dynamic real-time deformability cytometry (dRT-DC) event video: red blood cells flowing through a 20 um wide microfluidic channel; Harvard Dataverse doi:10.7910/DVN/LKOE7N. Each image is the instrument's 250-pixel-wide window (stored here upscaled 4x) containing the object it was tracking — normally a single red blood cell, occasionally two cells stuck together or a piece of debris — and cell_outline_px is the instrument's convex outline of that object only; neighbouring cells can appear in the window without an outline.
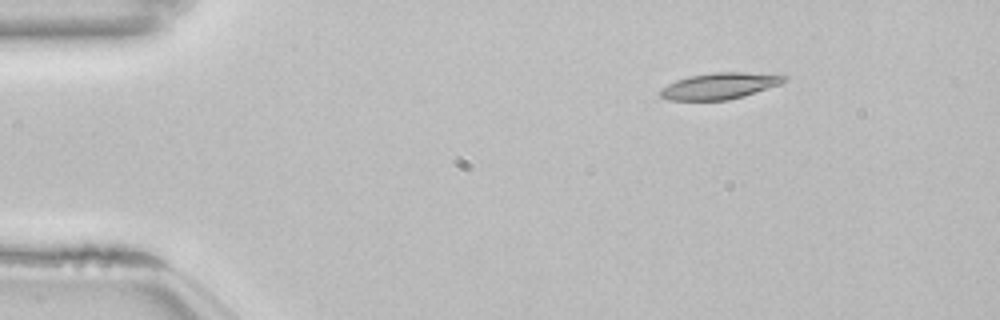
{"species": "common noctule bat (a hibernating species)", "species_latin": "Nyctalus noctula", "temperature_condition": "room temperature", "stored_images_in_passage": 47, "camera_frame_rate_fps": 3000, "um_per_image_px": 0.085, "animal": {"sex": "female", "body_mass_g": 22.7, "forearm_length_mm": 54.2}, "frame": {"image": 1, "passage_image": 1, "time_ms": 0.0, "image_size_px": [1000, 320], "cell_outline_px": [[788, 80], [780, 84], [744, 96], [728, 100], [668, 100], [660, 96], [656, 92], [660, 88], [676, 80], [692, 76], [712, 72], [784, 72], [788, 76]], "centroid_in_image_um": [61.26, 7.28], "position_along_channel_um": 23.7, "area_um2": 19.59}}
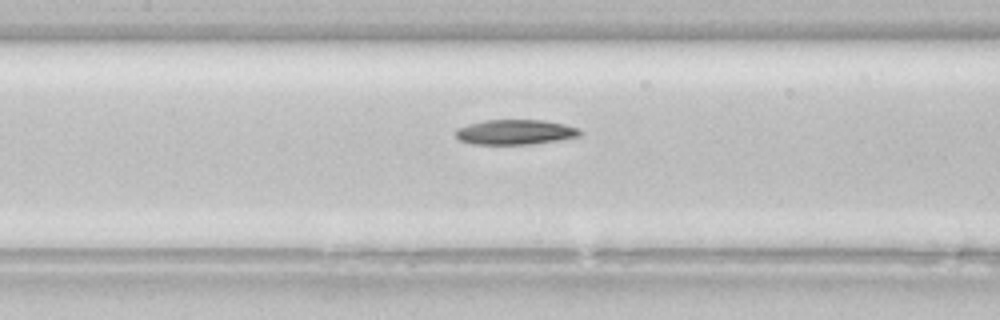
{"frame": {"image": 2, "passage_image": 18, "time_ms": 5.667, "image_size_px": [1000, 320], "cell_outline_px": [[580, 136], [532, 144], [472, 144], [460, 140], [456, 136], [456, 128], [468, 124], [484, 120], [540, 120], [564, 124], [576, 128], [580, 132]], "centroid_in_image_um": [43.73, 11.23], "position_along_channel_um": 163.7, "area_um2": 17.86}}
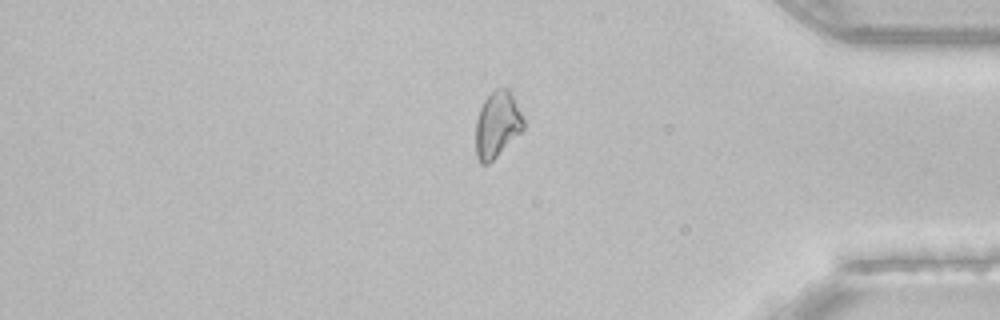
{"frame": {"image": 3, "passage_image": 38, "time_ms": 12.333, "image_size_px": [1000, 320], "cell_outline_px": [[524, 128], [488, 164], [480, 164], [476, 156], [476, 120], [480, 108], [484, 100], [496, 88], [508, 88], [524, 120]], "centroid_in_image_um": [42.23, 10.59], "position_along_channel_um": 393.0, "area_um2": 17.98}}